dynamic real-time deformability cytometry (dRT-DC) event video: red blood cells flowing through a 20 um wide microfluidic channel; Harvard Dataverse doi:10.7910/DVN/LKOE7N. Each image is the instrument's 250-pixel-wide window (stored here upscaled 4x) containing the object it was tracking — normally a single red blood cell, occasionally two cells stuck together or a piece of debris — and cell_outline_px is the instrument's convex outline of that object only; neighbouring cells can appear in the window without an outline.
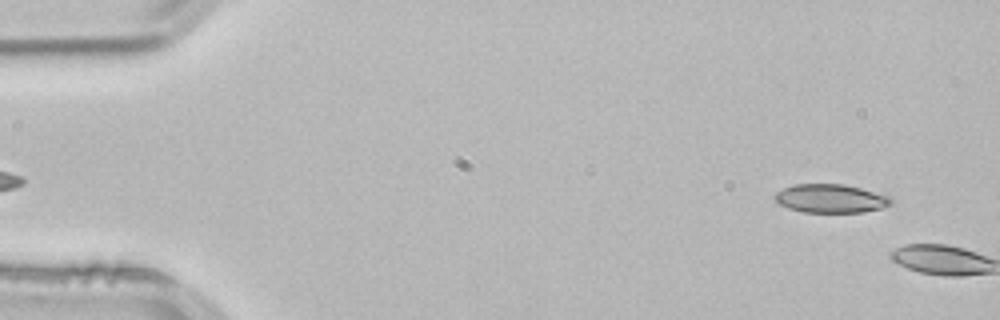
{"species": "common noctule bat (a hibernating species)", "species_latin": "Nyctalus noctula", "temperature_condition": "room temperature", "stored_images_in_passage": 5, "camera_frame_rate_fps": 3000, "um_per_image_px": 0.085, "animal": {"sex": "male", "body_mass_g": 21.5, "forearm_length_mm": 52.0}, "frame": {"image": 1, "passage_image": 3, "time_ms": 0.667, "image_size_px": [1000, 320], "cell_outline_px": [[892, 204], [880, 208], [864, 212], [804, 212], [788, 208], [780, 204], [776, 200], [776, 192], [792, 184], [844, 184], [860, 188], [888, 196], [892, 200]], "centroid_in_image_um": [70.6, 16.87], "position_along_channel_um": 14.4, "area_um2": 19.13}}